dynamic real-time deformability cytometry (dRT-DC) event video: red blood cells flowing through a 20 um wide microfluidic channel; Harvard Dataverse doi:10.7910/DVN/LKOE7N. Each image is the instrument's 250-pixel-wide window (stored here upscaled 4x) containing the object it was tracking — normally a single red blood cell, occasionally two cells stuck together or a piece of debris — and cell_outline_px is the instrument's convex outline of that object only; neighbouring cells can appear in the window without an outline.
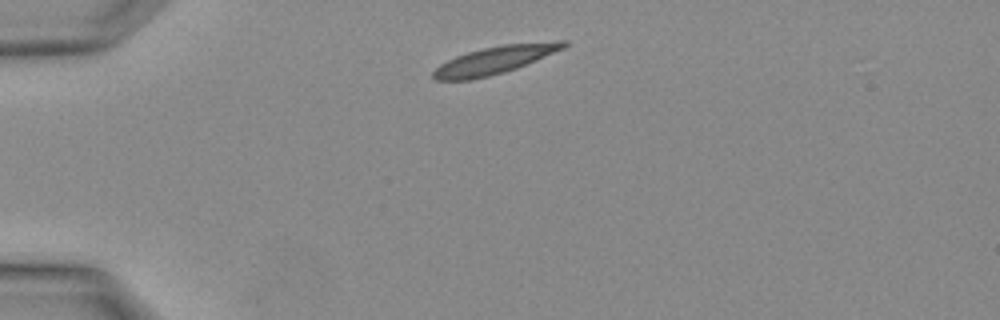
{"species": "Egyptian fruit bat (a non-hibernating species)", "species_latin": "Rousettus aegyptiacus", "temperature_condition": "warm", "stored_images_in_passage": 2, "camera_frame_rate_fps": 3000, "um_per_image_px": 0.085, "animal": {"sex": "female"}, "frame": {"image": 1, "passage_image": 1, "time_ms": 0.0, "image_size_px": [1000, 320], "cell_outline_px": [[568, 44], [564, 48], [516, 68], [504, 72], [472, 80], [436, 80], [432, 76], [432, 72], [440, 64], [456, 56], [468, 52], [484, 48], [504, 44], [556, 40], [568, 40]], "centroid_in_image_um": [42.07, 5.09], "position_along_channel_um": 42.9, "area_um2": 20.92}}